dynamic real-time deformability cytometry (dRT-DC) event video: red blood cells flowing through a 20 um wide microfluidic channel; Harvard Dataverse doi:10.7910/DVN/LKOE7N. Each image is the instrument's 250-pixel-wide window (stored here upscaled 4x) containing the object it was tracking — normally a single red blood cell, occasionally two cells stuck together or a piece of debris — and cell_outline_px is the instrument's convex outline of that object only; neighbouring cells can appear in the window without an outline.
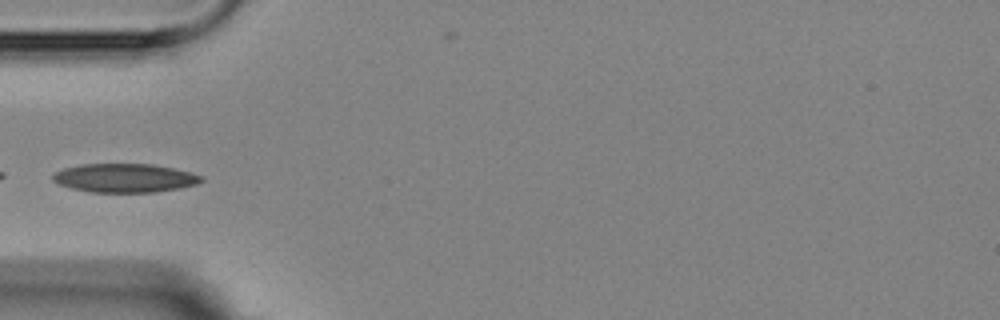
{"species": "Egyptian fruit bat (a non-hibernating species)", "species_latin": "Rousettus aegyptiacus", "temperature_condition": "room temperature", "stored_images_in_passage": 5, "camera_frame_rate_fps": 3000, "um_per_image_px": 0.085, "animal": {"sex": "female"}, "frame": {"image": 1, "passage_image": 5, "time_ms": 4.667, "image_size_px": [1000, 320], "cell_outline_px": [[204, 180], [196, 184], [180, 188], [156, 192], [88, 192], [72, 188], [60, 184], [52, 180], [52, 176], [56, 172], [64, 168], [80, 164], [152, 164], [192, 172], [204, 176]], "centroid_in_image_um": [10.63, 15.13], "position_along_channel_um": 74.4, "area_um2": 24.91}}